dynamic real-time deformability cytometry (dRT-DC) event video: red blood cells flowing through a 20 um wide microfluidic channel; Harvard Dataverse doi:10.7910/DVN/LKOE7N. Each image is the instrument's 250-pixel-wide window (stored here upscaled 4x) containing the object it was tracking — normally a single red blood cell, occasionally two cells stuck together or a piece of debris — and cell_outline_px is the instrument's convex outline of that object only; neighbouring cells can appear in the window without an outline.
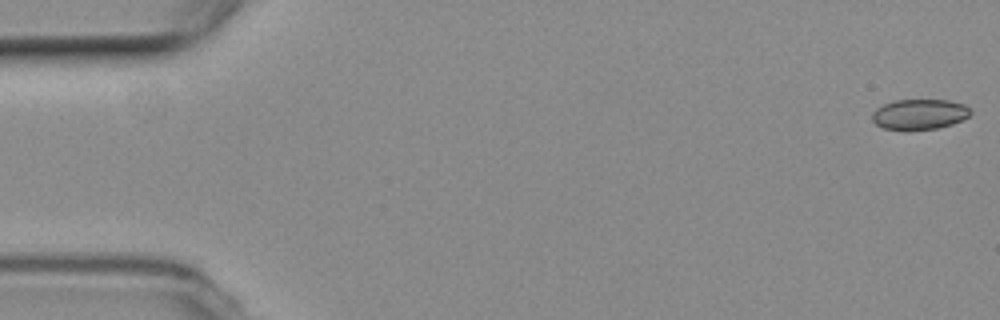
{"species": "common noctule bat (a hibernating species)", "species_latin": "Nyctalus noctula", "temperature_condition": "room temperature", "stored_images_in_passage": 5, "camera_frame_rate_fps": 3000, "um_per_image_px": 0.085, "animal": {"sex": "female", "body_mass_g": 19.3, "forearm_length_mm": 54.1}, "frame": {"image": 1, "passage_image": 1, "time_ms": 0.0, "image_size_px": [1000, 320], "cell_outline_px": [[972, 112], [968, 116], [952, 124], [936, 128], [908, 132], [884, 128], [876, 124], [872, 120], [872, 112], [876, 108], [884, 104], [896, 100], [948, 100], [964, 104]], "centroid_in_image_um": [78.11, 9.74], "position_along_channel_um": 6.9, "area_um2": 17.63}}
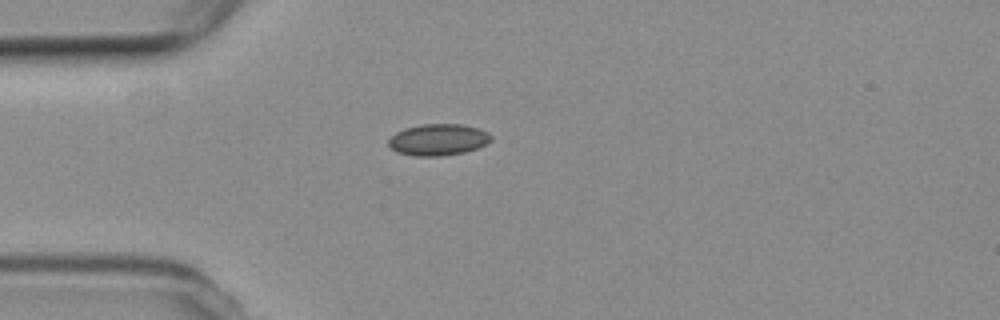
{"frame": {"image": 2, "passage_image": 5, "time_ms": 4.667, "image_size_px": [1000, 320], "cell_outline_px": [[492, 140], [488, 144], [464, 152], [440, 156], [416, 156], [396, 152], [388, 144], [388, 140], [396, 132], [404, 128], [424, 124], [460, 124], [476, 128], [488, 132], [492, 136]], "centroid_in_image_um": [37.25, 11.87], "position_along_channel_um": 47.7, "area_um2": 18.79}}